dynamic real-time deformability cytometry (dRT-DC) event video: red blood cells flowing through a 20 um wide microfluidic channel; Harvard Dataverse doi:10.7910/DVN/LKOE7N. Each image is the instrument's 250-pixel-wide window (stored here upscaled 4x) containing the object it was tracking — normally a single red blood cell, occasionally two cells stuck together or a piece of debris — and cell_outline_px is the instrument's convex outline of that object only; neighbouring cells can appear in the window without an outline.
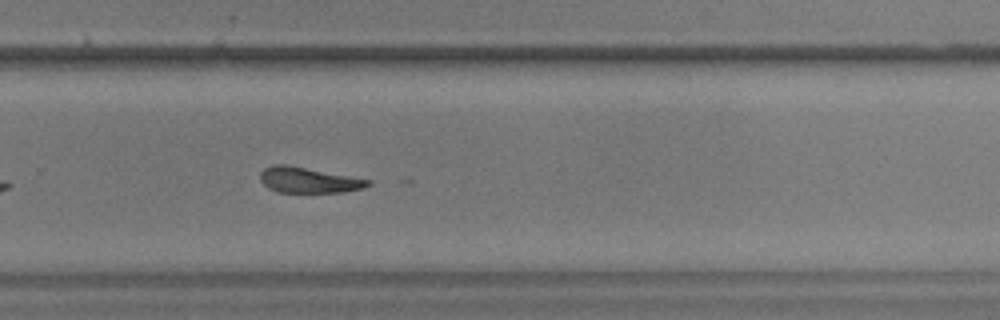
{"species": "common noctule bat (a hibernating species)", "species_latin": "Nyctalus noctula", "temperature_condition": "warm", "stored_images_in_passage": 42, "camera_frame_rate_fps": 3000, "um_per_image_px": 0.085, "animal": {"sex": "male", "body_mass_g": 17.9, "forearm_length_mm": 54.2}, "frame": {"image": 1, "passage_image": 24, "time_ms": 7.667, "image_size_px": [1000, 320], "cell_outline_px": [[372, 184], [364, 188], [344, 192], [276, 192], [268, 188], [260, 180], [260, 172], [264, 168], [272, 164], [288, 164], [372, 180]], "centroid_in_image_um": [26.23, 15.3], "position_along_channel_um": 303.6, "area_um2": 16.3}}
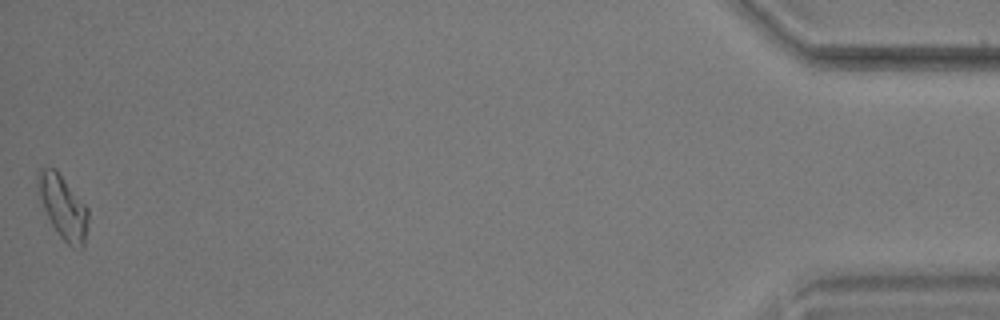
{"frame": {"image": 2, "passage_image": 42, "time_ms": 13.667, "image_size_px": [1000, 320], "cell_outline_px": [[88, 220], [84, 248], [72, 248], [60, 236], [52, 224], [36, 192], [36, 176], [40, 168], [56, 168], [88, 208]], "centroid_in_image_um": [5.34, 17.58], "position_along_channel_um": 429.9, "area_um2": 18.73}, "authors_computed_cell_mechanics": {"area_um2": 17.34, "velocity_mm_per_s": 3.5747, "shape_relaxation_time_tau1_ms": 7.2538, "shape_relaxation_time_tau2_ms": 4.2567, "deformation_change_tau1": 0.1895, "deformation_change_tau2": 0.1406}}